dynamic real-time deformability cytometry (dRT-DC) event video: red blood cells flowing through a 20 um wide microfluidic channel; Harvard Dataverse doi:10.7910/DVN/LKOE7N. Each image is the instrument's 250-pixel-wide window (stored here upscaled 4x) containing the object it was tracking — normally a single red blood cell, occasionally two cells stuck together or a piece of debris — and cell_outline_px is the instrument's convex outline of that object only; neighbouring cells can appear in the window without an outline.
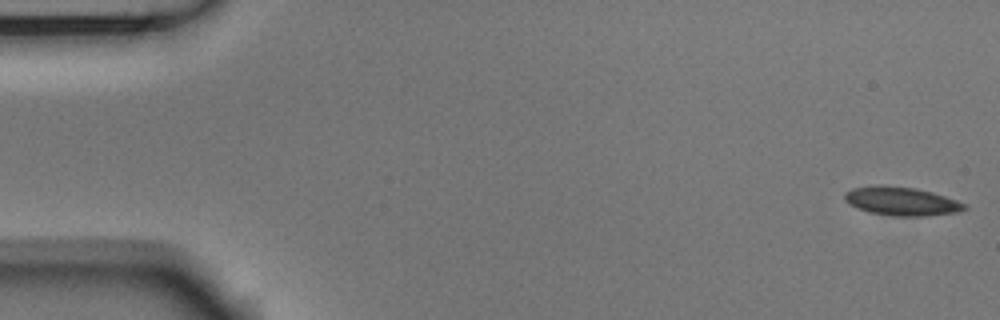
{"species": "Egyptian fruit bat (a non-hibernating species)", "species_latin": "Rousettus aegyptiacus", "temperature_condition": "room temperature", "stored_images_in_passage": 54, "camera_frame_rate_fps": 3000, "um_per_image_px": 0.085, "animal": {"sex": "male"}, "frame": {"image": 1, "passage_image": 1, "time_ms": 0.0, "image_size_px": [1000, 320], "cell_outline_px": [[968, 208], [960, 212], [928, 216], [892, 216], [868, 212], [848, 204], [844, 200], [844, 192], [852, 188], [876, 184], [880, 184], [916, 188], [932, 192], [968, 204]], "centroid_in_image_um": [76.62, 17.1], "position_along_channel_um": 8.4, "area_um2": 20.4}}
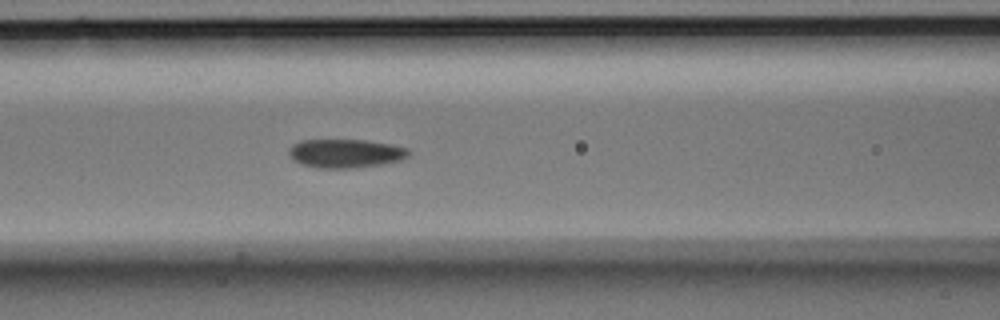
{"frame": {"image": 2, "passage_image": 22, "time_ms": 7.0, "image_size_px": [1000, 320], "cell_outline_px": [[412, 152], [408, 156], [400, 160], [380, 164], [356, 168], [316, 168], [300, 164], [288, 156], [288, 148], [292, 144], [300, 140], [368, 140], [392, 144], [408, 148]], "centroid_in_image_um": [29.35, 13.03], "position_along_channel_um": 137.3, "area_um2": 20.35}}
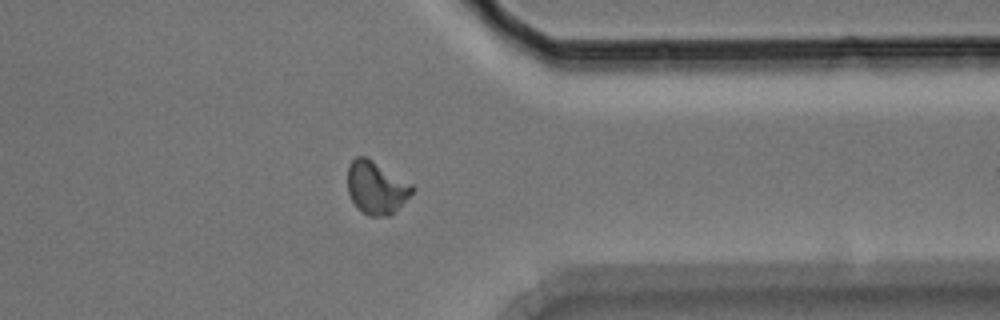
{"frame": {"image": 3, "passage_image": 42, "time_ms": 13.667, "image_size_px": [1000, 320], "cell_outline_px": [[416, 188], [388, 216], [368, 216], [352, 200], [348, 192], [348, 164], [356, 156], [364, 156], [372, 160], [412, 184]], "centroid_in_image_um": [31.96, 15.92], "position_along_channel_um": 379.4, "area_um2": 19.31}}